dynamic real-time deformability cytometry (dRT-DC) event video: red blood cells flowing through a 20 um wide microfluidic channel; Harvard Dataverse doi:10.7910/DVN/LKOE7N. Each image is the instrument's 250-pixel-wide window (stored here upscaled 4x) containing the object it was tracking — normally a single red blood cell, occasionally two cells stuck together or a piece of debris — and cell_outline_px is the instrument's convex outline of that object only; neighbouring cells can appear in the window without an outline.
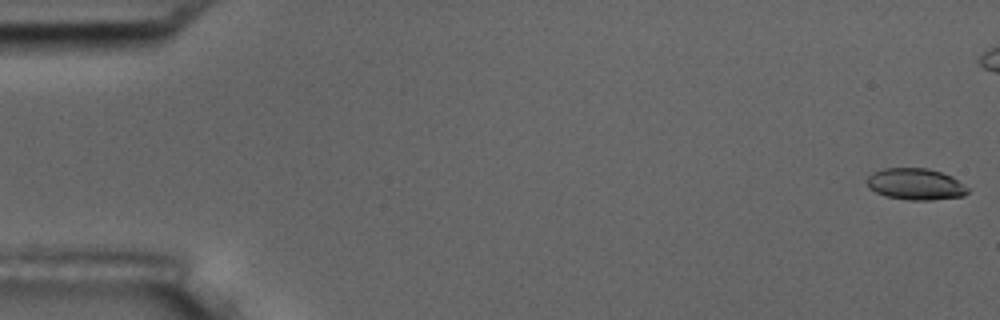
{"species": "common noctule bat (a hibernating species)", "species_latin": "Nyctalus noctula", "temperature_condition": "room temperature", "stored_images_in_passage": 6, "camera_frame_rate_fps": 3000, "um_per_image_px": 0.085, "animal": {"sex": "male", "body_mass_g": 17.5, "forearm_length_mm": 52.3}, "frame": {"image": 1, "passage_image": 1, "time_ms": 0.0, "image_size_px": [1000, 320], "cell_outline_px": [[968, 192], [964, 196], [932, 200], [912, 200], [884, 196], [868, 188], [868, 176], [872, 172], [884, 168], [928, 168], [952, 176], [968, 188]], "centroid_in_image_um": [77.81, 15.65], "position_along_channel_um": 7.2, "area_um2": 18.5}}